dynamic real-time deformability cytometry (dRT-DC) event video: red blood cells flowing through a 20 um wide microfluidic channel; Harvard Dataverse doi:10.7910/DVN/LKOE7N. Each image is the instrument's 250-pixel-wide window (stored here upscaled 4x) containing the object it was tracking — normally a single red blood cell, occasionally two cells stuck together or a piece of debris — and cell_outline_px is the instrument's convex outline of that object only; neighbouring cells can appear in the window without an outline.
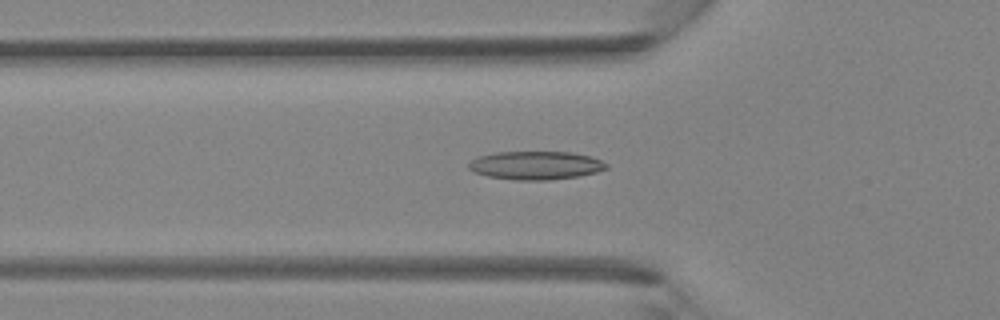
{"species": "Egyptian fruit bat (a non-hibernating species)", "species_latin": "Rousettus aegyptiacus", "temperature_condition": "room temperature", "stored_images_in_passage": 28, "camera_frame_rate_fps": 3000, "um_per_image_px": 0.085, "animal": {"sex": "female"}, "frame": {"image": 1, "passage_image": 3, "time_ms": 0.667, "image_size_px": [1000, 320], "cell_outline_px": [[608, 168], [596, 172], [576, 176], [548, 180], [516, 180], [488, 176], [476, 172], [468, 168], [468, 164], [472, 160], [480, 156], [496, 152], [572, 152], [592, 156], [608, 164]], "centroid_in_image_um": [45.56, 14.05], "position_along_channel_um": 80.2, "area_um2": 22.6}}
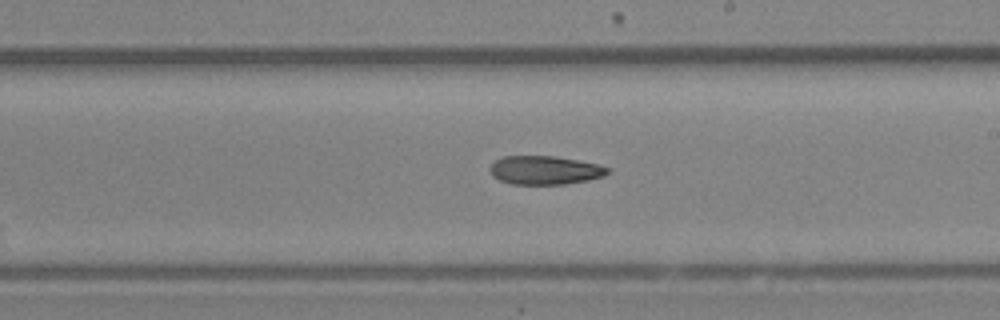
{"frame": {"image": 2, "passage_image": 13, "time_ms": 4.0, "image_size_px": [1000, 320], "cell_outline_px": [[608, 172], [604, 176], [588, 180], [564, 184], [512, 184], [500, 180], [492, 176], [492, 164], [496, 160], [504, 156], [552, 156], [600, 164], [608, 168]], "centroid_in_image_um": [46.33, 14.47], "position_along_channel_um": 242.7, "area_um2": 19.36}}
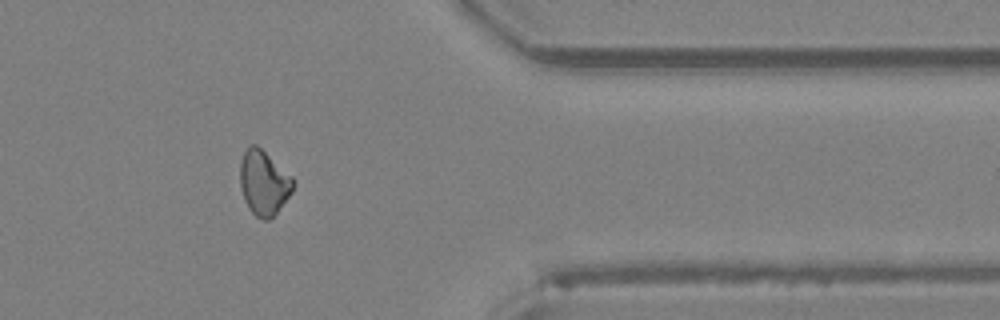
{"frame": {"image": 3, "passage_image": 23, "time_ms": 7.333, "image_size_px": [1000, 320], "cell_outline_px": [[296, 184], [292, 192], [276, 212], [268, 220], [264, 220], [256, 216], [248, 208], [244, 200], [240, 188], [240, 164], [244, 152], [248, 144], [256, 144], [292, 176], [296, 180]], "centroid_in_image_um": [22.42, 15.52], "position_along_channel_um": 389.0, "area_um2": 20.06}}